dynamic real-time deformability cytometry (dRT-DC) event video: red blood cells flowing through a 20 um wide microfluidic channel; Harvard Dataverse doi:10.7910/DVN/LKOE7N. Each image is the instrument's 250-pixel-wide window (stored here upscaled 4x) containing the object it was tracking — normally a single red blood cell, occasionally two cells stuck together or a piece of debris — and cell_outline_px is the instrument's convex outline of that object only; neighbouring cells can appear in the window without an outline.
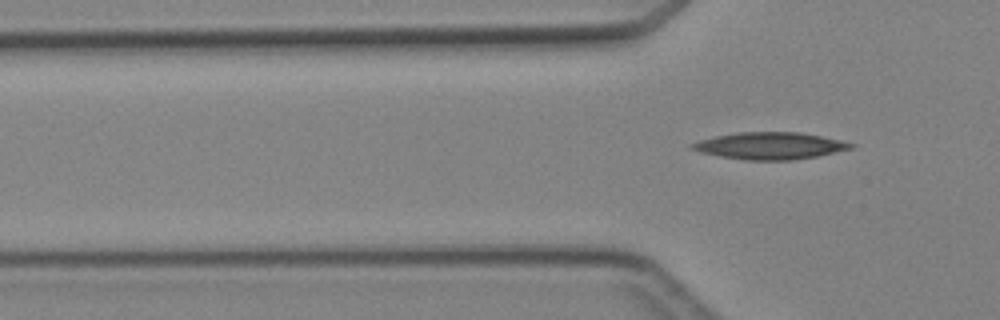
{"species": "Egyptian fruit bat (a non-hibernating species)", "species_latin": "Rousettus aegyptiacus", "temperature_condition": "cold", "stored_images_in_passage": 3, "camera_frame_rate_fps": 3000, "um_per_image_px": 0.085, "animal": {"sex": "female"}, "frame": {"image": 1, "passage_image": 3, "time_ms": 2.333, "image_size_px": [1000, 320], "cell_outline_px": [[856, 148], [816, 156], [792, 160], [744, 160], [720, 156], [700, 152], [688, 148], [688, 144], [700, 140], [716, 136], [740, 132], [800, 132], [840, 140], [856, 144]], "centroid_in_image_um": [65.44, 12.39], "position_along_channel_um": 60.4, "area_um2": 25.03}}